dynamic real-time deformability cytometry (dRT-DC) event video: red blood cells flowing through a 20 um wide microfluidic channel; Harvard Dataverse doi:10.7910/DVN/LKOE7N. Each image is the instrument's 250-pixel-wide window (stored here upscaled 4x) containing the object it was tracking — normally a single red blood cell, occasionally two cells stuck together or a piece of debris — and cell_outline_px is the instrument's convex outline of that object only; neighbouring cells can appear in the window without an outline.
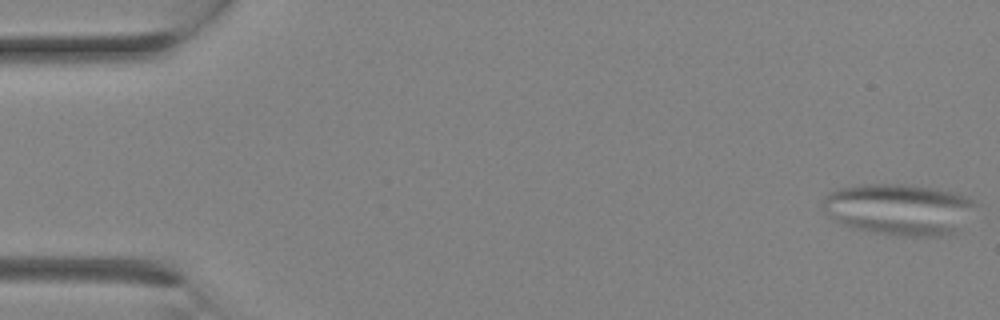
{"species": "Egyptian fruit bat (a non-hibernating species)", "species_latin": "Rousettus aegyptiacus", "temperature_condition": "room temperature", "stored_images_in_passage": 1, "camera_frame_rate_fps": 3000, "um_per_image_px": 0.085, "animal": {"sex": "female"}, "frame": {"image": 1, "passage_image": 1, "time_ms": 0.0, "image_size_px": [1000, 320], "cell_outline_px": [[980, 204], [952, 232], [940, 236], [904, 236], [876, 232], [852, 228], [840, 224], [828, 216], [820, 204], [824, 196], [828, 192], [836, 188], [864, 184], [904, 184], [936, 188], [956, 192], [968, 196], [976, 200]], "centroid_in_image_um": [76.38, 17.76], "position_along_channel_um": 8.6, "area_um2": 46.07}}